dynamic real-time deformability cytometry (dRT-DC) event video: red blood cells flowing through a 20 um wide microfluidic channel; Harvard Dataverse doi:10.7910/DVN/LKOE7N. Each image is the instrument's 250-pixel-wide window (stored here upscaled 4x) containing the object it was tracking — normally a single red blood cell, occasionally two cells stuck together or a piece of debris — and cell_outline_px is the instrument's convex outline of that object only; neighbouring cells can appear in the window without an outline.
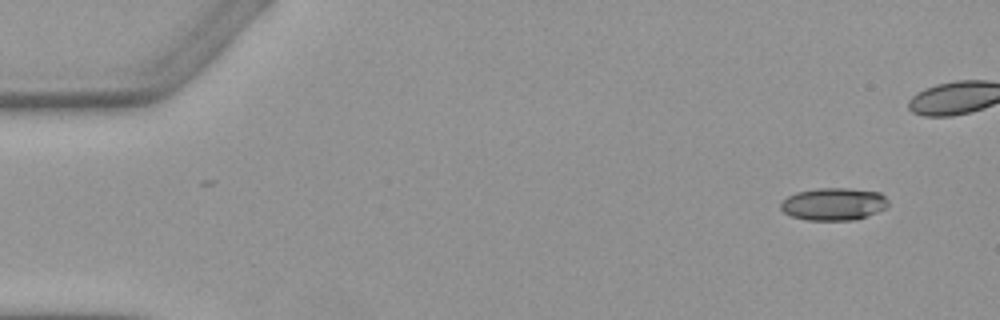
{"species": "Egyptian fruit bat (a non-hibernating species)", "species_latin": "Rousettus aegyptiacus", "temperature_condition": "warm", "stored_images_in_passage": 6, "camera_frame_rate_fps": 3000, "um_per_image_px": 0.085, "animal": {"sex": "female"}, "frame": {"image": 1, "passage_image": 1, "time_ms": 0.0, "image_size_px": [1000, 320], "cell_outline_px": [[888, 204], [884, 208], [868, 216], [856, 220], [804, 220], [792, 216], [784, 212], [780, 208], [780, 204], [788, 196], [796, 192], [816, 188], [848, 188], [880, 192], [888, 200]], "centroid_in_image_um": [70.85, 17.34], "position_along_channel_um": 14.1, "area_um2": 20.4}}